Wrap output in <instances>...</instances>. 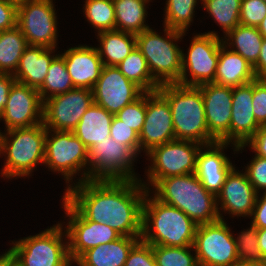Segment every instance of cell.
Returning <instances> with one entry per match:
<instances>
[{
  "label": "cell",
  "instance_id": "1",
  "mask_svg": "<svg viewBox=\"0 0 266 266\" xmlns=\"http://www.w3.org/2000/svg\"><path fill=\"white\" fill-rule=\"evenodd\" d=\"M146 185L141 180H87L69 184L63 197L85 219L109 225L122 236L141 237Z\"/></svg>",
  "mask_w": 266,
  "mask_h": 266
},
{
  "label": "cell",
  "instance_id": "2",
  "mask_svg": "<svg viewBox=\"0 0 266 266\" xmlns=\"http://www.w3.org/2000/svg\"><path fill=\"white\" fill-rule=\"evenodd\" d=\"M153 188L156 199L180 209L197 225L224 217L218 210L216 195L206 190L195 173L160 179Z\"/></svg>",
  "mask_w": 266,
  "mask_h": 266
},
{
  "label": "cell",
  "instance_id": "3",
  "mask_svg": "<svg viewBox=\"0 0 266 266\" xmlns=\"http://www.w3.org/2000/svg\"><path fill=\"white\" fill-rule=\"evenodd\" d=\"M157 91L168 101L176 140L203 146L218 142L208 130L201 89L179 83L160 85Z\"/></svg>",
  "mask_w": 266,
  "mask_h": 266
},
{
  "label": "cell",
  "instance_id": "4",
  "mask_svg": "<svg viewBox=\"0 0 266 266\" xmlns=\"http://www.w3.org/2000/svg\"><path fill=\"white\" fill-rule=\"evenodd\" d=\"M148 193L143 201L140 239L151 245L193 246L197 224L180 209L164 204L155 197L148 198Z\"/></svg>",
  "mask_w": 266,
  "mask_h": 266
},
{
  "label": "cell",
  "instance_id": "5",
  "mask_svg": "<svg viewBox=\"0 0 266 266\" xmlns=\"http://www.w3.org/2000/svg\"><path fill=\"white\" fill-rule=\"evenodd\" d=\"M164 27L167 39L151 28L136 34V47L145 57L151 76L159 85L179 82L183 50L175 42L186 33Z\"/></svg>",
  "mask_w": 266,
  "mask_h": 266
},
{
  "label": "cell",
  "instance_id": "6",
  "mask_svg": "<svg viewBox=\"0 0 266 266\" xmlns=\"http://www.w3.org/2000/svg\"><path fill=\"white\" fill-rule=\"evenodd\" d=\"M3 134L0 132V154L7 155V158L2 176H28L38 163H44L47 129L43 122L28 128L7 130Z\"/></svg>",
  "mask_w": 266,
  "mask_h": 266
},
{
  "label": "cell",
  "instance_id": "7",
  "mask_svg": "<svg viewBox=\"0 0 266 266\" xmlns=\"http://www.w3.org/2000/svg\"><path fill=\"white\" fill-rule=\"evenodd\" d=\"M62 224L16 241L6 252L18 266H72ZM66 244V245H65Z\"/></svg>",
  "mask_w": 266,
  "mask_h": 266
},
{
  "label": "cell",
  "instance_id": "8",
  "mask_svg": "<svg viewBox=\"0 0 266 266\" xmlns=\"http://www.w3.org/2000/svg\"><path fill=\"white\" fill-rule=\"evenodd\" d=\"M136 154L113 138L96 143L88 149L89 169L77 183L87 180H139L133 173Z\"/></svg>",
  "mask_w": 266,
  "mask_h": 266
},
{
  "label": "cell",
  "instance_id": "9",
  "mask_svg": "<svg viewBox=\"0 0 266 266\" xmlns=\"http://www.w3.org/2000/svg\"><path fill=\"white\" fill-rule=\"evenodd\" d=\"M202 144L190 140H173L153 148L148 155V183L154 186L160 179L195 173L197 155Z\"/></svg>",
  "mask_w": 266,
  "mask_h": 266
},
{
  "label": "cell",
  "instance_id": "10",
  "mask_svg": "<svg viewBox=\"0 0 266 266\" xmlns=\"http://www.w3.org/2000/svg\"><path fill=\"white\" fill-rule=\"evenodd\" d=\"M223 40L214 31L195 35L188 48V56L182 53V72L178 83L186 86H199L214 82L219 49ZM187 70L192 77L190 81Z\"/></svg>",
  "mask_w": 266,
  "mask_h": 266
},
{
  "label": "cell",
  "instance_id": "11",
  "mask_svg": "<svg viewBox=\"0 0 266 266\" xmlns=\"http://www.w3.org/2000/svg\"><path fill=\"white\" fill-rule=\"evenodd\" d=\"M193 248L199 266H228L238 259L235 238L224 219L197 225Z\"/></svg>",
  "mask_w": 266,
  "mask_h": 266
},
{
  "label": "cell",
  "instance_id": "12",
  "mask_svg": "<svg viewBox=\"0 0 266 266\" xmlns=\"http://www.w3.org/2000/svg\"><path fill=\"white\" fill-rule=\"evenodd\" d=\"M52 132L47 129L43 164L54 172H60L69 183L74 174L88 165V148L72 131Z\"/></svg>",
  "mask_w": 266,
  "mask_h": 266
},
{
  "label": "cell",
  "instance_id": "13",
  "mask_svg": "<svg viewBox=\"0 0 266 266\" xmlns=\"http://www.w3.org/2000/svg\"><path fill=\"white\" fill-rule=\"evenodd\" d=\"M53 0H28L17 8V26L28 45L56 48L57 16Z\"/></svg>",
  "mask_w": 266,
  "mask_h": 266
},
{
  "label": "cell",
  "instance_id": "14",
  "mask_svg": "<svg viewBox=\"0 0 266 266\" xmlns=\"http://www.w3.org/2000/svg\"><path fill=\"white\" fill-rule=\"evenodd\" d=\"M94 102L92 89L74 88L43 101V124L54 131H73Z\"/></svg>",
  "mask_w": 266,
  "mask_h": 266
},
{
  "label": "cell",
  "instance_id": "15",
  "mask_svg": "<svg viewBox=\"0 0 266 266\" xmlns=\"http://www.w3.org/2000/svg\"><path fill=\"white\" fill-rule=\"evenodd\" d=\"M63 206L69 221L66 233L68 252L71 261H75L86 250L104 244L110 243L122 235L111 226L92 222L85 219L64 197Z\"/></svg>",
  "mask_w": 266,
  "mask_h": 266
},
{
  "label": "cell",
  "instance_id": "16",
  "mask_svg": "<svg viewBox=\"0 0 266 266\" xmlns=\"http://www.w3.org/2000/svg\"><path fill=\"white\" fill-rule=\"evenodd\" d=\"M92 93L94 103L115 115L144 91L128 80L116 66L104 65Z\"/></svg>",
  "mask_w": 266,
  "mask_h": 266
},
{
  "label": "cell",
  "instance_id": "17",
  "mask_svg": "<svg viewBox=\"0 0 266 266\" xmlns=\"http://www.w3.org/2000/svg\"><path fill=\"white\" fill-rule=\"evenodd\" d=\"M139 139L140 150L146 153L176 140L169 103L158 91L146 92V115Z\"/></svg>",
  "mask_w": 266,
  "mask_h": 266
},
{
  "label": "cell",
  "instance_id": "18",
  "mask_svg": "<svg viewBox=\"0 0 266 266\" xmlns=\"http://www.w3.org/2000/svg\"><path fill=\"white\" fill-rule=\"evenodd\" d=\"M2 119L5 122L6 131L42 123L43 101L38 90L15 81L0 120Z\"/></svg>",
  "mask_w": 266,
  "mask_h": 266
},
{
  "label": "cell",
  "instance_id": "19",
  "mask_svg": "<svg viewBox=\"0 0 266 266\" xmlns=\"http://www.w3.org/2000/svg\"><path fill=\"white\" fill-rule=\"evenodd\" d=\"M201 89L209 133L218 141L229 143L232 114V87L215 83L198 86Z\"/></svg>",
  "mask_w": 266,
  "mask_h": 266
},
{
  "label": "cell",
  "instance_id": "20",
  "mask_svg": "<svg viewBox=\"0 0 266 266\" xmlns=\"http://www.w3.org/2000/svg\"><path fill=\"white\" fill-rule=\"evenodd\" d=\"M253 81L232 88V114L229 128V144L236 151L256 133L261 125L256 121L253 106Z\"/></svg>",
  "mask_w": 266,
  "mask_h": 266
},
{
  "label": "cell",
  "instance_id": "21",
  "mask_svg": "<svg viewBox=\"0 0 266 266\" xmlns=\"http://www.w3.org/2000/svg\"><path fill=\"white\" fill-rule=\"evenodd\" d=\"M258 193L249 182L246 172L233 167L225 178L220 192L216 195L217 206L234 216L252 217ZM221 201V203H219Z\"/></svg>",
  "mask_w": 266,
  "mask_h": 266
},
{
  "label": "cell",
  "instance_id": "22",
  "mask_svg": "<svg viewBox=\"0 0 266 266\" xmlns=\"http://www.w3.org/2000/svg\"><path fill=\"white\" fill-rule=\"evenodd\" d=\"M229 143L215 142L204 146L207 150L198 152L195 174L207 191L217 195L225 178L233 168L232 163L222 151Z\"/></svg>",
  "mask_w": 266,
  "mask_h": 266
},
{
  "label": "cell",
  "instance_id": "23",
  "mask_svg": "<svg viewBox=\"0 0 266 266\" xmlns=\"http://www.w3.org/2000/svg\"><path fill=\"white\" fill-rule=\"evenodd\" d=\"M74 88L92 89L100 77L103 62L96 47L79 45L61 54Z\"/></svg>",
  "mask_w": 266,
  "mask_h": 266
},
{
  "label": "cell",
  "instance_id": "24",
  "mask_svg": "<svg viewBox=\"0 0 266 266\" xmlns=\"http://www.w3.org/2000/svg\"><path fill=\"white\" fill-rule=\"evenodd\" d=\"M55 48L29 45L23 52L17 70L13 77L17 82L38 89L44 82L52 60Z\"/></svg>",
  "mask_w": 266,
  "mask_h": 266
},
{
  "label": "cell",
  "instance_id": "25",
  "mask_svg": "<svg viewBox=\"0 0 266 266\" xmlns=\"http://www.w3.org/2000/svg\"><path fill=\"white\" fill-rule=\"evenodd\" d=\"M140 238L121 236L86 250L74 262L78 266H124L130 250Z\"/></svg>",
  "mask_w": 266,
  "mask_h": 266
},
{
  "label": "cell",
  "instance_id": "26",
  "mask_svg": "<svg viewBox=\"0 0 266 266\" xmlns=\"http://www.w3.org/2000/svg\"><path fill=\"white\" fill-rule=\"evenodd\" d=\"M221 44L217 63L215 84L237 87L252 82L255 76L253 66L238 53Z\"/></svg>",
  "mask_w": 266,
  "mask_h": 266
},
{
  "label": "cell",
  "instance_id": "27",
  "mask_svg": "<svg viewBox=\"0 0 266 266\" xmlns=\"http://www.w3.org/2000/svg\"><path fill=\"white\" fill-rule=\"evenodd\" d=\"M113 117L112 113L93 102L72 132L89 149L96 143L110 137Z\"/></svg>",
  "mask_w": 266,
  "mask_h": 266
},
{
  "label": "cell",
  "instance_id": "28",
  "mask_svg": "<svg viewBox=\"0 0 266 266\" xmlns=\"http://www.w3.org/2000/svg\"><path fill=\"white\" fill-rule=\"evenodd\" d=\"M98 51L103 65L117 66L136 47V35L112 30L98 33ZM106 57V58H104Z\"/></svg>",
  "mask_w": 266,
  "mask_h": 266
},
{
  "label": "cell",
  "instance_id": "29",
  "mask_svg": "<svg viewBox=\"0 0 266 266\" xmlns=\"http://www.w3.org/2000/svg\"><path fill=\"white\" fill-rule=\"evenodd\" d=\"M150 0H113L115 30L138 34L150 28L145 25L146 4Z\"/></svg>",
  "mask_w": 266,
  "mask_h": 266
},
{
  "label": "cell",
  "instance_id": "30",
  "mask_svg": "<svg viewBox=\"0 0 266 266\" xmlns=\"http://www.w3.org/2000/svg\"><path fill=\"white\" fill-rule=\"evenodd\" d=\"M226 37L225 39L227 40L223 41V44H229L228 46L230 48L231 45L233 47L235 45L236 47L234 50H230L241 55L252 66L257 63L260 55L262 41L264 39L263 35L258 31L257 27L244 26L239 24L233 30L229 31L226 34Z\"/></svg>",
  "mask_w": 266,
  "mask_h": 266
},
{
  "label": "cell",
  "instance_id": "31",
  "mask_svg": "<svg viewBox=\"0 0 266 266\" xmlns=\"http://www.w3.org/2000/svg\"><path fill=\"white\" fill-rule=\"evenodd\" d=\"M28 46L25 36L17 25L0 31V73L14 74Z\"/></svg>",
  "mask_w": 266,
  "mask_h": 266
},
{
  "label": "cell",
  "instance_id": "32",
  "mask_svg": "<svg viewBox=\"0 0 266 266\" xmlns=\"http://www.w3.org/2000/svg\"><path fill=\"white\" fill-rule=\"evenodd\" d=\"M116 67L128 80L138 85L144 92L157 91L160 86L151 76L146 59L137 47Z\"/></svg>",
  "mask_w": 266,
  "mask_h": 266
},
{
  "label": "cell",
  "instance_id": "33",
  "mask_svg": "<svg viewBox=\"0 0 266 266\" xmlns=\"http://www.w3.org/2000/svg\"><path fill=\"white\" fill-rule=\"evenodd\" d=\"M74 89L64 58L57 55L51 62L43 84L37 89L42 101ZM50 92V93H49Z\"/></svg>",
  "mask_w": 266,
  "mask_h": 266
},
{
  "label": "cell",
  "instance_id": "34",
  "mask_svg": "<svg viewBox=\"0 0 266 266\" xmlns=\"http://www.w3.org/2000/svg\"><path fill=\"white\" fill-rule=\"evenodd\" d=\"M203 7L227 34L240 24L241 0H201Z\"/></svg>",
  "mask_w": 266,
  "mask_h": 266
},
{
  "label": "cell",
  "instance_id": "35",
  "mask_svg": "<svg viewBox=\"0 0 266 266\" xmlns=\"http://www.w3.org/2000/svg\"><path fill=\"white\" fill-rule=\"evenodd\" d=\"M85 17L98 33L115 30V7L113 0H86Z\"/></svg>",
  "mask_w": 266,
  "mask_h": 266
},
{
  "label": "cell",
  "instance_id": "36",
  "mask_svg": "<svg viewBox=\"0 0 266 266\" xmlns=\"http://www.w3.org/2000/svg\"><path fill=\"white\" fill-rule=\"evenodd\" d=\"M166 2L165 26L186 32L193 20L197 0H167Z\"/></svg>",
  "mask_w": 266,
  "mask_h": 266
},
{
  "label": "cell",
  "instance_id": "37",
  "mask_svg": "<svg viewBox=\"0 0 266 266\" xmlns=\"http://www.w3.org/2000/svg\"><path fill=\"white\" fill-rule=\"evenodd\" d=\"M191 249H194L193 246L152 245L157 266H199L196 256L193 257L190 252Z\"/></svg>",
  "mask_w": 266,
  "mask_h": 266
},
{
  "label": "cell",
  "instance_id": "38",
  "mask_svg": "<svg viewBox=\"0 0 266 266\" xmlns=\"http://www.w3.org/2000/svg\"><path fill=\"white\" fill-rule=\"evenodd\" d=\"M235 239L237 245V258L258 264L263 263V256L258 247L257 228L251 224L250 229L241 231Z\"/></svg>",
  "mask_w": 266,
  "mask_h": 266
},
{
  "label": "cell",
  "instance_id": "39",
  "mask_svg": "<svg viewBox=\"0 0 266 266\" xmlns=\"http://www.w3.org/2000/svg\"><path fill=\"white\" fill-rule=\"evenodd\" d=\"M146 115V92L138 99L123 107L115 116L140 134Z\"/></svg>",
  "mask_w": 266,
  "mask_h": 266
},
{
  "label": "cell",
  "instance_id": "40",
  "mask_svg": "<svg viewBox=\"0 0 266 266\" xmlns=\"http://www.w3.org/2000/svg\"><path fill=\"white\" fill-rule=\"evenodd\" d=\"M110 137L116 142L128 146L136 155L141 152L139 134L115 115L110 127Z\"/></svg>",
  "mask_w": 266,
  "mask_h": 266
},
{
  "label": "cell",
  "instance_id": "41",
  "mask_svg": "<svg viewBox=\"0 0 266 266\" xmlns=\"http://www.w3.org/2000/svg\"><path fill=\"white\" fill-rule=\"evenodd\" d=\"M265 16L264 0H241L240 25L257 27Z\"/></svg>",
  "mask_w": 266,
  "mask_h": 266
},
{
  "label": "cell",
  "instance_id": "42",
  "mask_svg": "<svg viewBox=\"0 0 266 266\" xmlns=\"http://www.w3.org/2000/svg\"><path fill=\"white\" fill-rule=\"evenodd\" d=\"M124 266H157L152 245L140 239L130 250Z\"/></svg>",
  "mask_w": 266,
  "mask_h": 266
},
{
  "label": "cell",
  "instance_id": "43",
  "mask_svg": "<svg viewBox=\"0 0 266 266\" xmlns=\"http://www.w3.org/2000/svg\"><path fill=\"white\" fill-rule=\"evenodd\" d=\"M252 106L256 121L263 126L266 122V78L253 80Z\"/></svg>",
  "mask_w": 266,
  "mask_h": 266
},
{
  "label": "cell",
  "instance_id": "44",
  "mask_svg": "<svg viewBox=\"0 0 266 266\" xmlns=\"http://www.w3.org/2000/svg\"><path fill=\"white\" fill-rule=\"evenodd\" d=\"M245 172L257 193L260 189L266 192V158L255 155Z\"/></svg>",
  "mask_w": 266,
  "mask_h": 266
},
{
  "label": "cell",
  "instance_id": "45",
  "mask_svg": "<svg viewBox=\"0 0 266 266\" xmlns=\"http://www.w3.org/2000/svg\"><path fill=\"white\" fill-rule=\"evenodd\" d=\"M17 25V8L0 0V31L8 30Z\"/></svg>",
  "mask_w": 266,
  "mask_h": 266
},
{
  "label": "cell",
  "instance_id": "46",
  "mask_svg": "<svg viewBox=\"0 0 266 266\" xmlns=\"http://www.w3.org/2000/svg\"><path fill=\"white\" fill-rule=\"evenodd\" d=\"M248 144L256 153L255 155L266 158V129L261 126L245 145L238 146L236 151H240L244 146H248Z\"/></svg>",
  "mask_w": 266,
  "mask_h": 266
},
{
  "label": "cell",
  "instance_id": "47",
  "mask_svg": "<svg viewBox=\"0 0 266 266\" xmlns=\"http://www.w3.org/2000/svg\"><path fill=\"white\" fill-rule=\"evenodd\" d=\"M263 192L262 198L258 197L259 194L257 195L255 206L252 212L253 221L251 224L256 228H266V192Z\"/></svg>",
  "mask_w": 266,
  "mask_h": 266
},
{
  "label": "cell",
  "instance_id": "48",
  "mask_svg": "<svg viewBox=\"0 0 266 266\" xmlns=\"http://www.w3.org/2000/svg\"><path fill=\"white\" fill-rule=\"evenodd\" d=\"M15 81L13 74L0 73V119L7 104L10 89Z\"/></svg>",
  "mask_w": 266,
  "mask_h": 266
},
{
  "label": "cell",
  "instance_id": "49",
  "mask_svg": "<svg viewBox=\"0 0 266 266\" xmlns=\"http://www.w3.org/2000/svg\"><path fill=\"white\" fill-rule=\"evenodd\" d=\"M253 69L257 78H266V37L262 41L260 55Z\"/></svg>",
  "mask_w": 266,
  "mask_h": 266
},
{
  "label": "cell",
  "instance_id": "50",
  "mask_svg": "<svg viewBox=\"0 0 266 266\" xmlns=\"http://www.w3.org/2000/svg\"><path fill=\"white\" fill-rule=\"evenodd\" d=\"M258 247L263 257L266 256V228H257Z\"/></svg>",
  "mask_w": 266,
  "mask_h": 266
},
{
  "label": "cell",
  "instance_id": "51",
  "mask_svg": "<svg viewBox=\"0 0 266 266\" xmlns=\"http://www.w3.org/2000/svg\"><path fill=\"white\" fill-rule=\"evenodd\" d=\"M228 266H262L261 264L255 263V262H250L247 260H239L237 259L236 261L232 262Z\"/></svg>",
  "mask_w": 266,
  "mask_h": 266
},
{
  "label": "cell",
  "instance_id": "52",
  "mask_svg": "<svg viewBox=\"0 0 266 266\" xmlns=\"http://www.w3.org/2000/svg\"><path fill=\"white\" fill-rule=\"evenodd\" d=\"M257 29L263 35V37H266V16L261 21V23L257 26Z\"/></svg>",
  "mask_w": 266,
  "mask_h": 266
},
{
  "label": "cell",
  "instance_id": "53",
  "mask_svg": "<svg viewBox=\"0 0 266 266\" xmlns=\"http://www.w3.org/2000/svg\"><path fill=\"white\" fill-rule=\"evenodd\" d=\"M4 1L8 4L15 6L16 8H19L28 0H4Z\"/></svg>",
  "mask_w": 266,
  "mask_h": 266
},
{
  "label": "cell",
  "instance_id": "54",
  "mask_svg": "<svg viewBox=\"0 0 266 266\" xmlns=\"http://www.w3.org/2000/svg\"><path fill=\"white\" fill-rule=\"evenodd\" d=\"M0 266H7V253L0 256Z\"/></svg>",
  "mask_w": 266,
  "mask_h": 266
},
{
  "label": "cell",
  "instance_id": "55",
  "mask_svg": "<svg viewBox=\"0 0 266 266\" xmlns=\"http://www.w3.org/2000/svg\"><path fill=\"white\" fill-rule=\"evenodd\" d=\"M7 266H18L12 261L11 257L8 254H7Z\"/></svg>",
  "mask_w": 266,
  "mask_h": 266
},
{
  "label": "cell",
  "instance_id": "56",
  "mask_svg": "<svg viewBox=\"0 0 266 266\" xmlns=\"http://www.w3.org/2000/svg\"><path fill=\"white\" fill-rule=\"evenodd\" d=\"M262 266H266V256L263 258Z\"/></svg>",
  "mask_w": 266,
  "mask_h": 266
},
{
  "label": "cell",
  "instance_id": "57",
  "mask_svg": "<svg viewBox=\"0 0 266 266\" xmlns=\"http://www.w3.org/2000/svg\"><path fill=\"white\" fill-rule=\"evenodd\" d=\"M262 127L266 129V122L264 123V125Z\"/></svg>",
  "mask_w": 266,
  "mask_h": 266
}]
</instances>
